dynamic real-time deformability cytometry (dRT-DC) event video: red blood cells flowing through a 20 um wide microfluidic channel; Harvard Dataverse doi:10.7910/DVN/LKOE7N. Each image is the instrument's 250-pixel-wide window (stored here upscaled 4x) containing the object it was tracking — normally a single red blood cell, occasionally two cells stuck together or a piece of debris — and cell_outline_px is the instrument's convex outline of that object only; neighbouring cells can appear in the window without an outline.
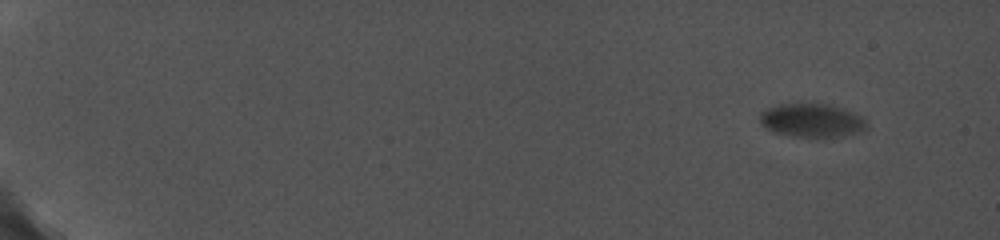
{"species": "common noctule bat (a hibernating species)", "species_latin": "Nyctalus noctula", "temperature_condition": "cold", "stored_images_in_passage": 8, "camera_frame_rate_fps": 5000, "um_per_image_px": 0.085, "animal": {"sex": "female", "body_mass_g": 19.0, "forearm_length_mm": 56.7}, "frame": {"image": 1, "passage_image": 2, "time_ms": 1.4, "image_size_px": [1000, 240], "cell_outline_px": [[868, 128], [844, 136], [792, 136], [776, 132], [768, 128], [760, 120], [760, 112], [768, 108], [780, 104], [828, 104], [844, 108], [860, 116], [868, 124]], "centroid_in_image_um": [69.03, 10.22], "position_along_channel_um": 16.0, "area_um2": 20.4}}
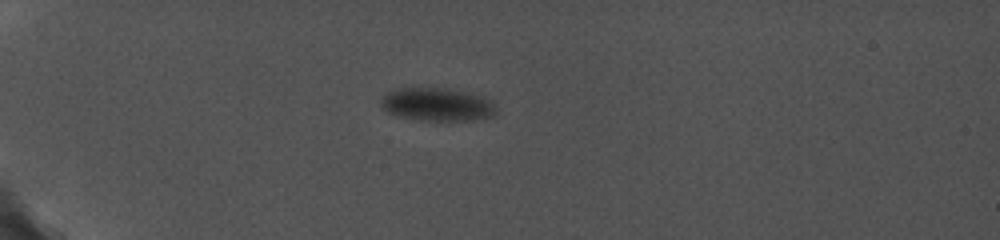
{"frame": {"image": 2, "passage_image": 6, "time_ms": 6.2, "image_size_px": [1000, 240], "cell_outline_px": [[496, 112], [492, 116], [476, 120], [420, 120], [396, 116], [388, 112], [380, 104], [380, 96], [396, 88], [444, 88], [484, 96], [496, 108]], "centroid_in_image_um": [37.1, 8.88], "position_along_channel_um": 47.9, "area_um2": 22.2}}
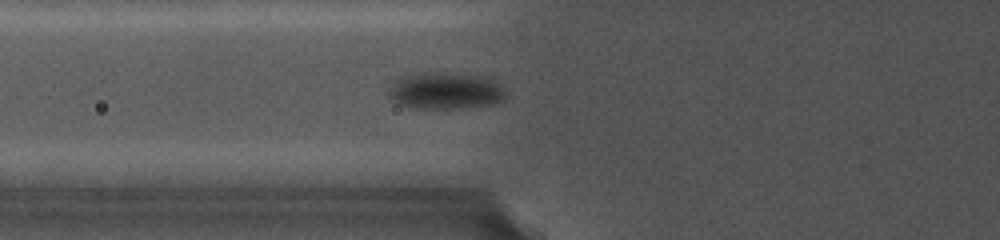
{"frame": {"image": 3, "passage_image": 8, "time_ms": 8.6, "image_size_px": [1000, 240], "cell_outline_px": [[504, 100], [492, 104], [460, 108], [424, 108], [396, 104], [388, 96], [388, 92], [396, 80], [400, 76], [428, 72], [492, 76], [504, 88]], "centroid_in_image_um": [37.9, 7.7], "position_along_channel_um": 87.9, "area_um2": 25.14}}